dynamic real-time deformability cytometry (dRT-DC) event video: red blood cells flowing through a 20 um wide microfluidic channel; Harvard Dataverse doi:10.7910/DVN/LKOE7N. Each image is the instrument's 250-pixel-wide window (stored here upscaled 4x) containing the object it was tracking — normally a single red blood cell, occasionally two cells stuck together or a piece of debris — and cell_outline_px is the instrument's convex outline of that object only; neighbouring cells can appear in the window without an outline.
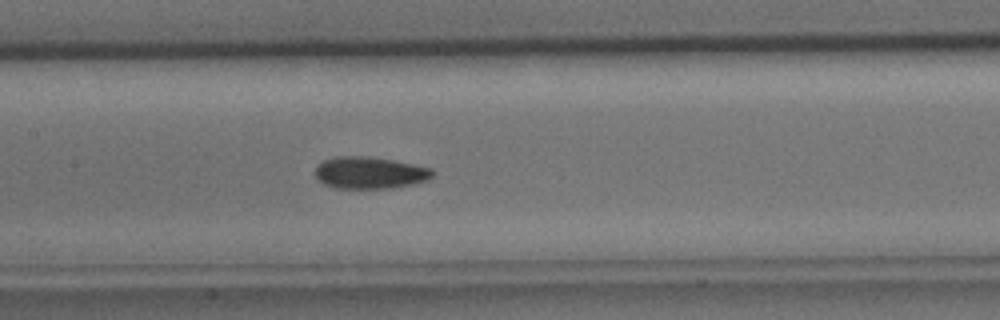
{"species": "common noctule bat (a hibernating species)", "species_latin": "Nyctalus noctula", "temperature_condition": "cold", "stored_images_in_passage": 31, "segment_of_instrument_passage": [1, 2], "camera_frame_rate_fps": 3000, "um_per_image_px": 0.085, "animal": {"sex": "male", "body_mass_g": 15.6}, "frame": {"image": 1, "passage_image": 8, "time_ms": 2.333, "image_size_px": [1000, 320], "cell_outline_px": [[436, 172], [428, 180], [412, 184], [392, 188], [336, 188], [324, 184], [316, 176], [316, 164], [324, 160], [336, 156], [368, 156], [392, 160], [432, 168]], "centroid_in_image_um": [31.44, 14.68], "position_along_channel_um": 176.0, "area_um2": 21.85}}
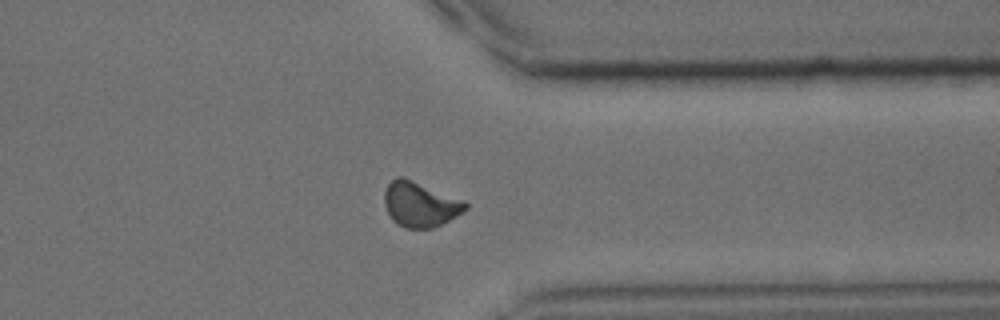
{"frame": {"image": 2, "passage_image": 21, "time_ms": 6.667, "image_size_px": [1000, 320], "cell_outline_px": [[468, 208], [464, 212], [432, 228], [404, 228], [396, 224], [392, 220], [384, 204], [384, 192], [388, 184], [396, 176], [400, 176], [412, 180], [464, 200], [468, 204]], "centroid_in_image_um": [35.7, 17.37], "position_along_channel_um": 375.7, "area_um2": 21.21}}
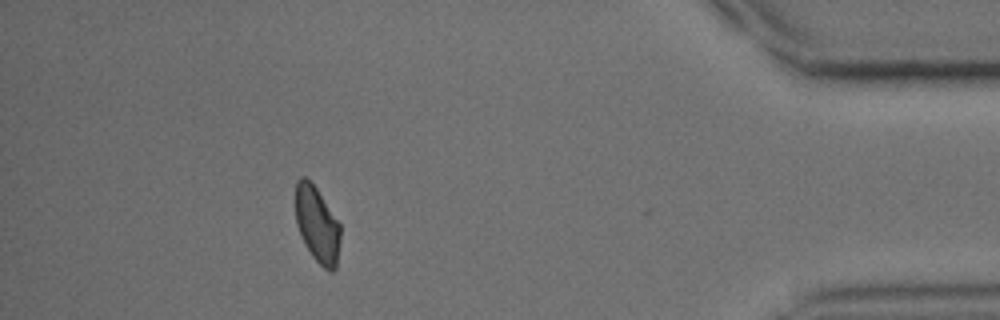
{"frame": {"image": 3, "passage_image": 26, "time_ms": 8.333, "image_size_px": [1000, 320], "cell_outline_px": [[340, 240], [336, 268], [332, 272], [328, 272], [312, 256], [304, 244], [300, 236], [296, 224], [296, 180], [300, 176], [304, 176], [316, 188], [340, 224]], "centroid_in_image_um": [26.95, 19.12], "position_along_channel_um": 408.3, "area_um2": 19.83}}